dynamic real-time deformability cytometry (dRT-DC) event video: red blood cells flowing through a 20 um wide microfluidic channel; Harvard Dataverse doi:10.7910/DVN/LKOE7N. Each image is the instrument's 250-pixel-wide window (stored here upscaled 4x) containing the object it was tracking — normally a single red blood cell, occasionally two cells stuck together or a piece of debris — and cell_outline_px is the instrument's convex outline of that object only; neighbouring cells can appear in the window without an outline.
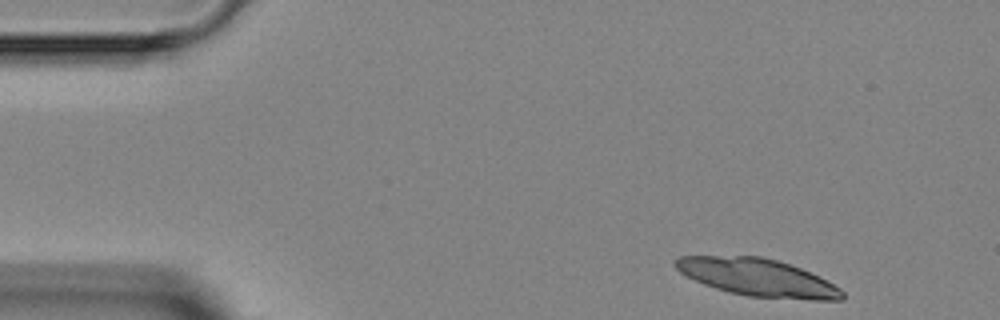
{"species": "Egyptian fruit bat (a non-hibernating species)", "species_latin": "Rousettus aegyptiacus", "temperature_condition": "room temperature", "stored_images_in_passage": 4, "camera_frame_rate_fps": 3000, "um_per_image_px": 0.085, "animal": {"sex": "female"}, "frame": {"image": 1, "passage_image": 1, "time_ms": 0.0, "image_size_px": [1000, 320], "cell_outline_px": [[844, 300], [812, 300], [748, 296], [728, 292], [704, 284], [680, 272], [672, 264], [680, 256], [760, 256], [776, 260], [800, 268], [820, 276], [840, 288], [844, 292]], "centroid_in_image_um": [64.43, 23.59], "position_along_channel_um": 20.6, "area_um2": 36.24}}
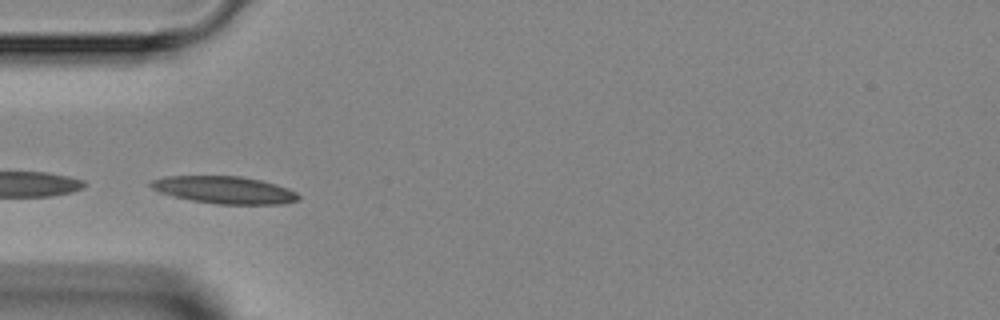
{"frame": {"image": 2, "passage_image": 4, "time_ms": 3.333, "image_size_px": [1000, 320], "cell_outline_px": [[300, 200], [280, 204], [216, 204], [192, 200], [160, 192], [152, 188], [148, 184], [148, 180], [164, 176], [240, 176], [260, 180], [276, 184], [288, 188], [296, 192], [300, 196]], "centroid_in_image_um": [19.07, 16.14], "position_along_channel_um": 65.9, "area_um2": 23.52}}